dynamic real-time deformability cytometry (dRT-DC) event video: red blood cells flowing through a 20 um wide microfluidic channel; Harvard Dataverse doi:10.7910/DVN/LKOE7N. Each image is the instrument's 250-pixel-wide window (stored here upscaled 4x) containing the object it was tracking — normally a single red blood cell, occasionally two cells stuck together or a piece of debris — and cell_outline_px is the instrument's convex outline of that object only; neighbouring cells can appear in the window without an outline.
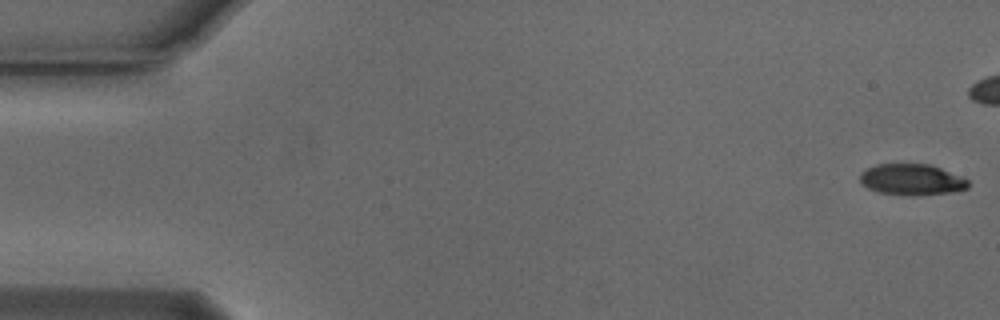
{"species": "Egyptian fruit bat (a non-hibernating species)", "species_latin": "Rousettus aegyptiacus", "temperature_condition": "cold", "stored_images_in_passage": 44, "camera_frame_rate_fps": 3000, "um_per_image_px": 0.085, "animal": {"sex": "male"}, "frame": {"image": 1, "passage_image": 1, "time_ms": 0.0, "image_size_px": [1000, 320], "cell_outline_px": [[968, 188], [952, 192], [920, 196], [908, 196], [880, 192], [868, 188], [860, 180], [860, 172], [864, 168], [876, 164], [932, 164], [968, 180]], "centroid_in_image_um": [77.48, 15.26], "position_along_channel_um": 7.5, "area_um2": 19.77}}
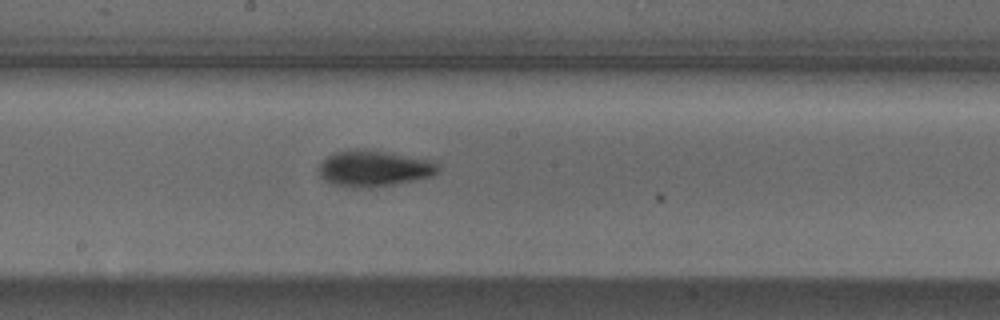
{"frame": {"image": 2, "passage_image": 29, "time_ms": 9.333, "image_size_px": [1000, 320], "cell_outline_px": [[440, 172], [432, 176], [372, 188], [352, 188], [332, 184], [324, 180], [320, 176], [316, 168], [328, 156], [336, 152], [356, 148], [384, 152], [432, 160], [440, 164]], "centroid_in_image_um": [31.77, 14.33], "position_along_channel_um": 216.4, "area_um2": 25.2}}
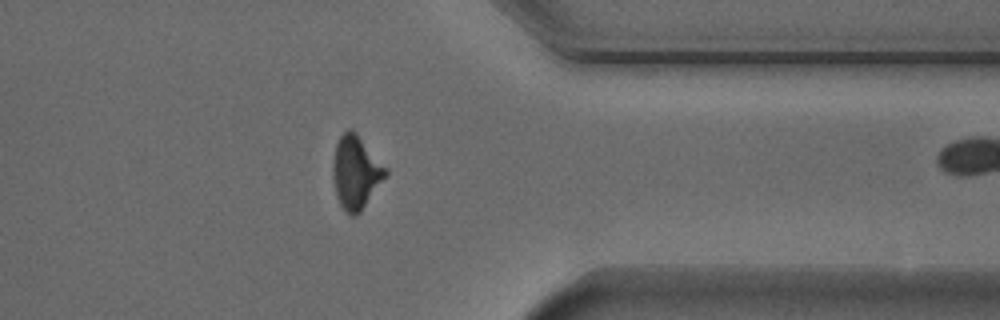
{"frame": {"image": 3, "passage_image": 43, "time_ms": 14.0, "image_size_px": [1000, 320], "cell_outline_px": [[388, 176], [360, 212], [356, 216], [352, 216], [344, 212], [336, 196], [332, 176], [332, 164], [336, 144], [340, 136], [348, 128], [352, 128], [356, 132], [388, 168]], "centroid_in_image_um": [30.26, 14.66], "position_along_channel_um": 381.1, "area_um2": 22.95}}